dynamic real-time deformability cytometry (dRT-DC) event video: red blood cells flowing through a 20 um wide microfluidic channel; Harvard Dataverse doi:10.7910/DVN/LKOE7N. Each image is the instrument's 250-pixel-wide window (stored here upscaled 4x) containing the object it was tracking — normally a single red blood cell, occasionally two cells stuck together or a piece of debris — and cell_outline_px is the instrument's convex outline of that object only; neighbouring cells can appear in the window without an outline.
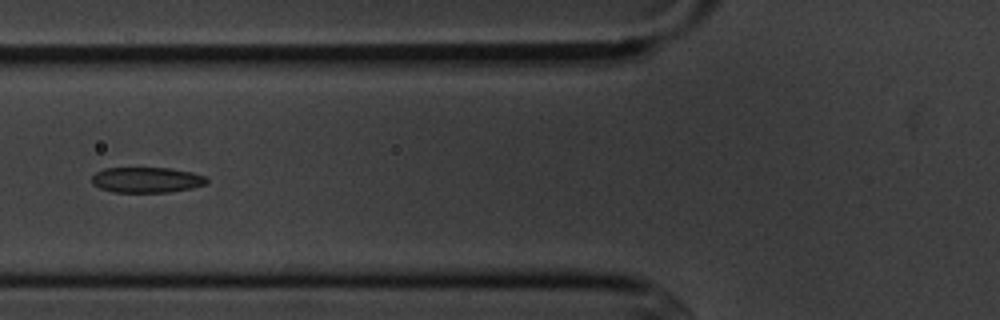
{"species": "common noctule bat (a hibernating species)", "species_latin": "Nyctalus noctula", "temperature_condition": "cold", "stored_images_in_passage": 7, "camera_frame_rate_fps": 3000, "um_per_image_px": 0.085, "animal": {"sex": "male", "body_mass_g": 20.1, "forearm_length_mm": 53.5}, "frame": {"image": 1, "passage_image": 5, "time_ms": 5.0, "image_size_px": [1000, 320], "cell_outline_px": [[208, 180], [204, 184], [192, 188], [168, 192], [112, 192], [100, 188], [92, 184], [92, 176], [96, 172], [104, 168], [168, 168], [192, 172], [204, 176]], "centroid_in_image_um": [12.43, 15.29], "position_along_channel_um": 113.4, "area_um2": 16.99}}
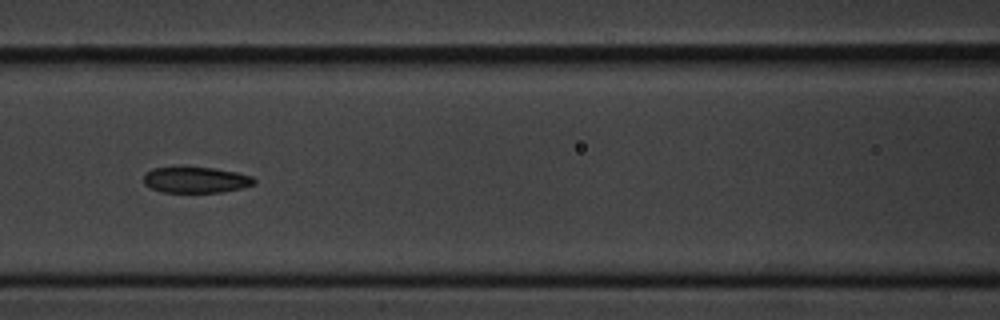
{"frame": {"image": 2, "passage_image": 6, "time_ms": 6.0, "image_size_px": [1000, 320], "cell_outline_px": [[256, 184], [244, 188], [220, 192], [160, 192], [144, 184], [144, 176], [152, 168], [180, 164], [216, 168], [236, 172], [252, 176], [256, 180]], "centroid_in_image_um": [16.64, 15.24], "position_along_channel_um": 150.0, "area_um2": 17.51}}
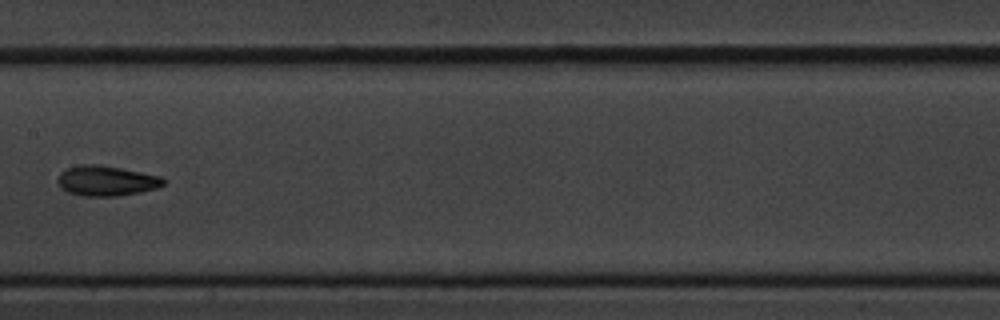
{"frame": {"image": 3, "passage_image": 7, "time_ms": 7.333, "image_size_px": [1000, 320], "cell_outline_px": [[164, 184], [160, 188], [140, 192], [116, 196], [84, 196], [68, 192], [60, 188], [56, 180], [60, 172], [68, 168], [80, 164], [100, 164], [160, 176], [164, 180]], "centroid_in_image_um": [9.01, 15.37], "position_along_channel_um": 198.4, "area_um2": 18.67}}